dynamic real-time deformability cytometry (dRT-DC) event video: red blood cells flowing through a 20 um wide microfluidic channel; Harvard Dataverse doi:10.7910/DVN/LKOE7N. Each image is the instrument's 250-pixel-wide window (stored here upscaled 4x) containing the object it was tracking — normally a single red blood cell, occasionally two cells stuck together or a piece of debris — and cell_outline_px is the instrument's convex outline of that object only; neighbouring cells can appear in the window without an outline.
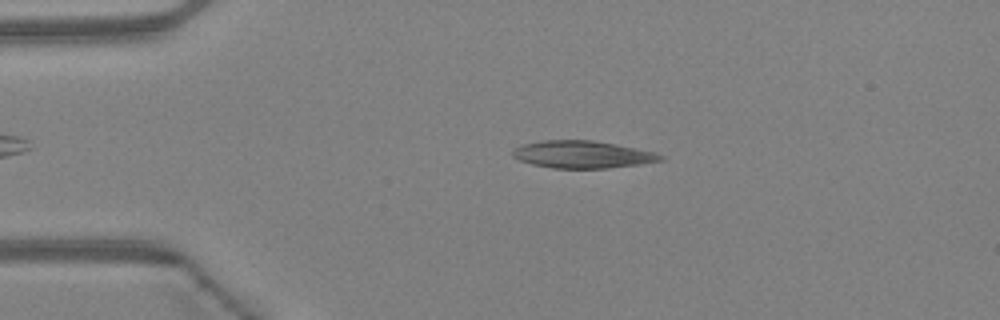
{"species": "Egyptian fruit bat (a non-hibernating species)", "species_latin": "Rousettus aegyptiacus", "temperature_condition": "warm", "stored_images_in_passage": 40, "camera_frame_rate_fps": 3000, "um_per_image_px": 0.085, "animal": {"sex": "female"}, "frame": {"image": 1, "passage_image": 3, "time_ms": 0.667, "image_size_px": [1000, 320], "cell_outline_px": [[664, 160], [608, 168], [552, 168], [532, 164], [520, 160], [512, 156], [512, 152], [516, 148], [524, 144], [544, 140], [592, 140], [636, 148], [656, 152], [664, 156]], "centroid_in_image_um": [49.51, 13.13], "position_along_channel_um": 35.5, "area_um2": 23.29}}
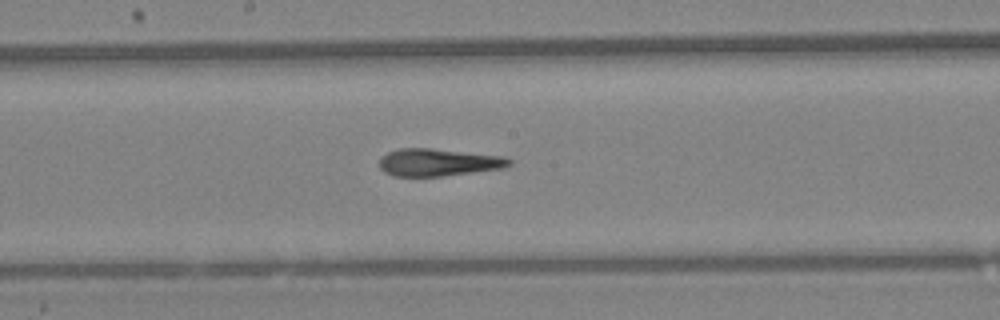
{"frame": {"image": 2, "passage_image": 18, "time_ms": 5.667, "image_size_px": [1000, 320], "cell_outline_px": [[512, 164], [504, 168], [440, 176], [396, 176], [384, 172], [380, 168], [380, 156], [388, 152], [400, 148], [432, 148], [500, 156], [512, 160]], "centroid_in_image_um": [37.23, 13.79], "position_along_channel_um": 211.0, "area_um2": 20.58}}
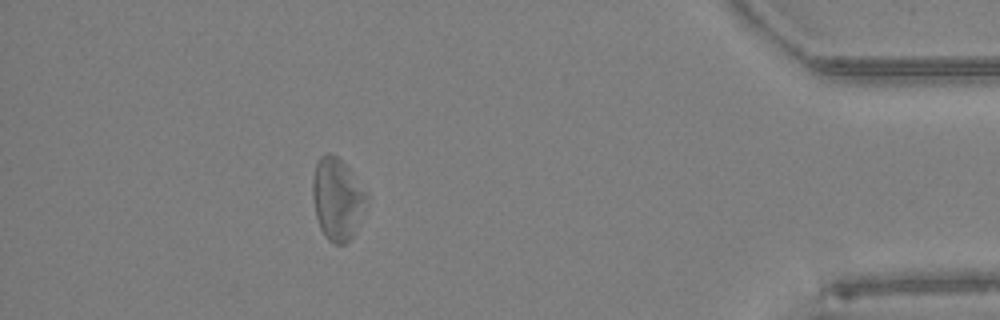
{"frame": {"image": 3, "passage_image": 35, "time_ms": 11.333, "image_size_px": [1000, 320], "cell_outline_px": [[368, 200], [356, 228], [352, 236], [344, 244], [332, 244], [324, 236], [320, 228], [316, 216], [312, 200], [312, 180], [316, 160], [320, 156], [328, 152], [332, 152], [348, 168], [368, 196]], "centroid_in_image_um": [28.62, 16.9], "position_along_channel_um": 406.6, "area_um2": 25.72}, "authors_computed_cell_mechanics": {"area_um2": 23.2067, "velocity_mm_per_s": 4.3069, "shape_relaxation_time_tau1_ms": null, "shape_relaxation_time_tau2_ms": 2.8391, "deformation_change_tau1": null, "deformation_change_tau2": 0.1434}}